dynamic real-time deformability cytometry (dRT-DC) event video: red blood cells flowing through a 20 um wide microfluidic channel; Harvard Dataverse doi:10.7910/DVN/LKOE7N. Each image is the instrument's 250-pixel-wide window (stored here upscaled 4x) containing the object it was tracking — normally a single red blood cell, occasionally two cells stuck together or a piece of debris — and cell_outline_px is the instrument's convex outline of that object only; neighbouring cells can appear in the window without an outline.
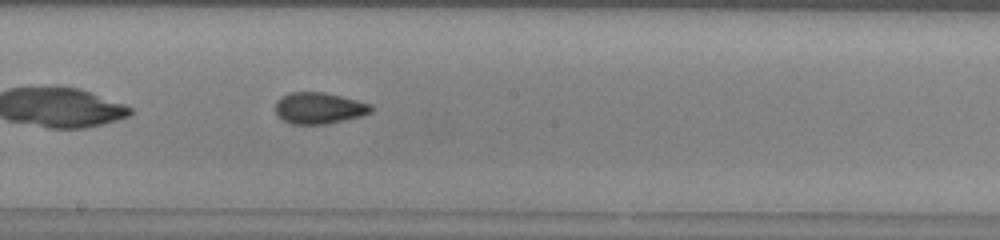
{"species": "common noctule bat (a hibernating species)", "species_latin": "Nyctalus noctula", "temperature_condition": "warm", "stored_images_in_passage": 30, "camera_frame_rate_fps": 3000, "um_per_image_px": 0.085, "animal": {"sex": "male", "body_mass_g": 13.0, "forearm_length_mm": 53.1}, "frame": {"image": 1, "passage_image": 13, "time_ms": 4.0, "image_size_px": [1000, 240], "cell_outline_px": [[372, 112], [360, 116], [324, 124], [292, 124], [280, 120], [276, 116], [276, 100], [280, 96], [292, 92], [324, 92], [372, 104]], "centroid_in_image_um": [27.06, 9.19], "position_along_channel_um": 221.1, "area_um2": 17.51}, "authors_computed_cell_mechanics": {"area_um2": 17.2244, "velocity_mm_per_s": 4.0603, "shape_relaxation_time_tau1_ms": 8.5815, "shape_relaxation_time_tau2_ms": 2.3579, "deformation_change_tau1": 0.1744, "deformation_change_tau2": 0.0923}}